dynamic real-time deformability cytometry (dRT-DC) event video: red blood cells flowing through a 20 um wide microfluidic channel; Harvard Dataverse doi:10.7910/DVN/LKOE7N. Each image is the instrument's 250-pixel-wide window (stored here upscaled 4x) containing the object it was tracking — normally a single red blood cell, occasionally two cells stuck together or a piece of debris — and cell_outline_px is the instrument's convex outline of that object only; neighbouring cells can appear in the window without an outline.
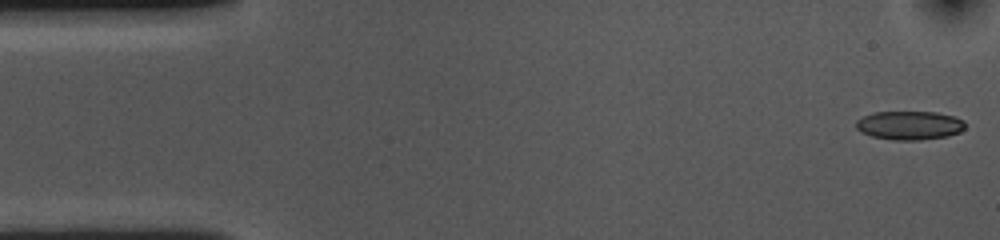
{"species": "common noctule bat (a hibernating species)", "species_latin": "Nyctalus noctula", "temperature_condition": "cold", "stored_images_in_passage": 54, "camera_frame_rate_fps": 3000, "um_per_image_px": 0.085, "animal": {"sex": "female", "body_mass_g": 10.0, "forearm_length_mm": 53.1}, "frame": {"image": 1, "passage_image": 1, "time_ms": 0.0, "image_size_px": [1000, 240], "cell_outline_px": [[964, 128], [960, 132], [948, 136], [920, 140], [892, 140], [872, 136], [860, 132], [856, 128], [856, 120], [872, 112], [936, 112], [956, 116], [964, 120]], "centroid_in_image_um": [77.31, 10.65], "position_along_channel_um": 7.7, "area_um2": 18.44}}
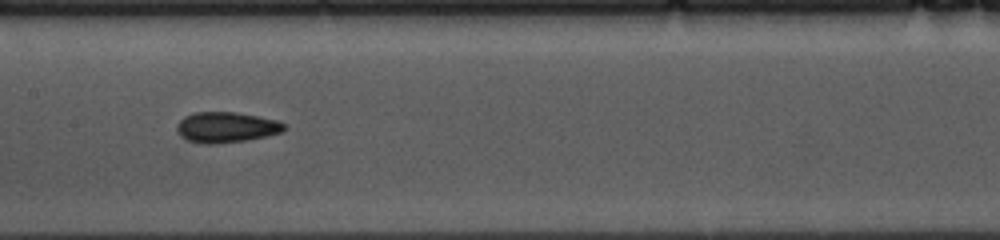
{"frame": {"image": 2, "passage_image": 25, "time_ms": 8.0, "image_size_px": [1000, 240], "cell_outline_px": [[284, 128], [280, 132], [268, 136], [248, 140], [212, 144], [204, 144], [188, 140], [180, 136], [176, 132], [176, 128], [180, 120], [184, 116], [196, 112], [236, 112], [280, 120], [284, 124]], "centroid_in_image_um": [19.22, 10.82], "position_along_channel_um": 188.2, "area_um2": 19.19}}
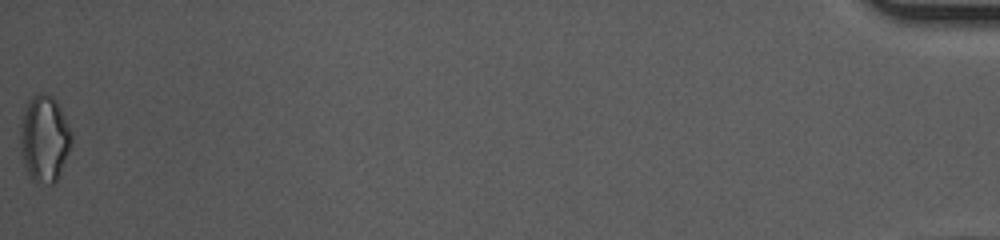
{"frame": {"image": 3, "passage_image": 54, "time_ms": 17.667, "image_size_px": [1000, 240], "cell_outline_px": [[72, 140], [60, 176], [52, 184], [36, 184], [32, 180], [28, 172], [20, 152], [20, 124], [28, 100], [32, 96], [40, 92], [44, 92], [52, 96], [56, 100], [72, 132]], "centroid_in_image_um": [3.77, 11.79], "position_along_channel_um": 431.4, "area_um2": 26.01}, "authors_computed_cell_mechanics": {"area_um2": 18.8717, "velocity_mm_per_s": 3.6138, "shape_relaxation_time_tau1_ms": 10.6668, "shape_relaxation_time_tau2_ms": 2.0394, "deformation_change_tau1": 0.1373, "deformation_change_tau2": 0.0638}}